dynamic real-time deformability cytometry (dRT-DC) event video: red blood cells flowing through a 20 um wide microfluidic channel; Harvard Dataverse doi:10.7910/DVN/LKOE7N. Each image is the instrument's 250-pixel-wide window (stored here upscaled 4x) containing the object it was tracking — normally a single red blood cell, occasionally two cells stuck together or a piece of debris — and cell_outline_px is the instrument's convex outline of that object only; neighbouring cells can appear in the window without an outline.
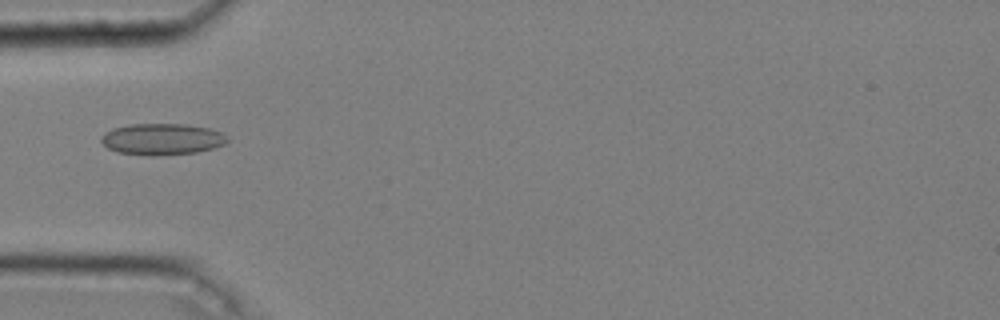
{"species": "common noctule bat (a hibernating species)", "species_latin": "Nyctalus noctula", "temperature_condition": "cold", "stored_images_in_passage": 32, "camera_frame_rate_fps": 3000, "um_per_image_px": 0.085, "animal": {"sex": "male", "body_mass_g": 20.4}, "frame": {"image": 1, "passage_image": 1, "time_ms": 0.0, "image_size_px": [1000, 320], "cell_outline_px": [[228, 140], [224, 144], [212, 148], [196, 152], [152, 156], [116, 152], [108, 148], [100, 140], [100, 136], [104, 132], [112, 128], [132, 124], [184, 124], [208, 128], [220, 132], [228, 136]], "centroid_in_image_um": [13.73, 11.83], "position_along_channel_um": 71.3, "area_um2": 23.06}}
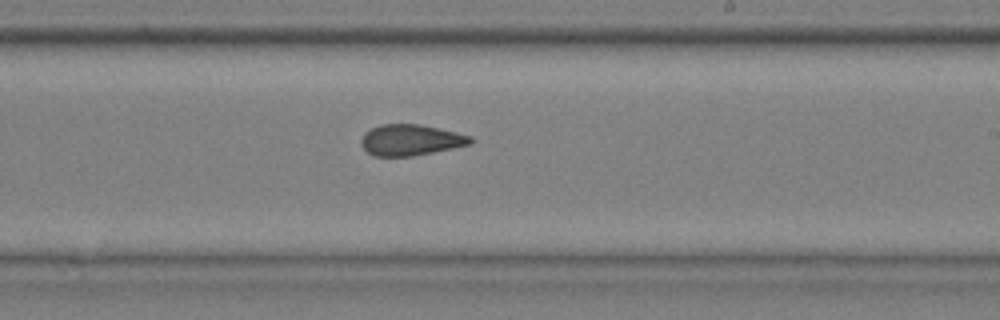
{"frame": {"image": 2, "passage_image": 16, "time_ms": 5.0, "image_size_px": [1000, 320], "cell_outline_px": [[476, 140], [472, 144], [412, 156], [372, 156], [360, 144], [360, 140], [364, 132], [380, 124], [420, 124], [456, 132], [472, 136]], "centroid_in_image_um": [34.91, 11.89], "position_along_channel_um": 254.1, "area_um2": 19.88}}
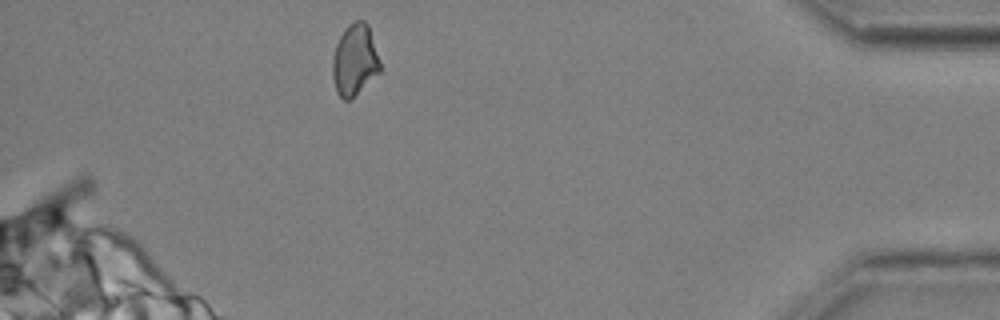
{"frame": {"image": 3, "passage_image": 32, "time_ms": 10.333, "image_size_px": [1000, 320], "cell_outline_px": [[380, 72], [348, 100], [344, 100], [336, 92], [332, 76], [332, 56], [336, 44], [344, 28], [348, 24], [356, 20], [364, 20], [368, 24], [380, 60]], "centroid_in_image_um": [30.13, 5.06], "position_along_channel_um": 405.1, "area_um2": 19.77}}